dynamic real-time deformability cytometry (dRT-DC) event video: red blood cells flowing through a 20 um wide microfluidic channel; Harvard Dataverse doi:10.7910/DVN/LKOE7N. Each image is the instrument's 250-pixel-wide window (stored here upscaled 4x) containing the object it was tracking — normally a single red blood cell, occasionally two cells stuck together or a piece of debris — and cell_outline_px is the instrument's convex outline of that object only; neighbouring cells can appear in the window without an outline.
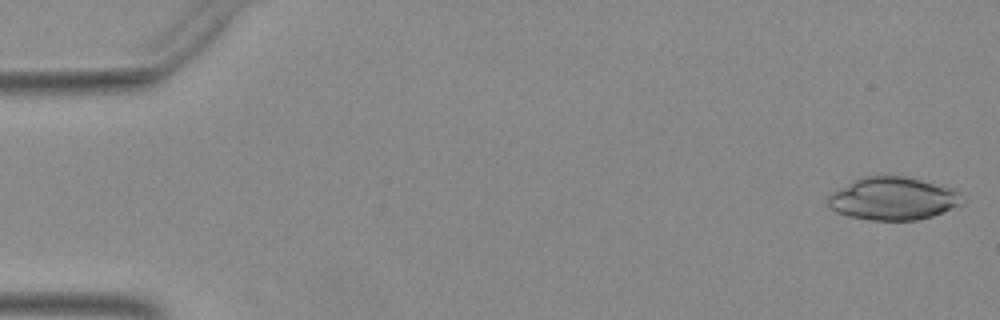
{"species": "Egyptian fruit bat (a non-hibernating species)", "species_latin": "Rousettus aegyptiacus", "temperature_condition": "warm", "stored_images_in_passage": 9, "camera_frame_rate_fps": 3000, "um_per_image_px": 0.085, "animal": {"sex": "female"}, "frame": {"image": 1, "passage_image": 1, "time_ms": 0.0, "image_size_px": [1000, 320], "cell_outline_px": [[964, 204], [932, 216], [916, 220], [872, 220], [848, 216], [836, 212], [828, 204], [828, 196], [832, 192], [852, 180], [864, 176], [888, 172], [952, 188], [960, 192], [964, 196]], "centroid_in_image_um": [75.92, 16.85], "position_along_channel_um": 9.1, "area_um2": 34.16}}